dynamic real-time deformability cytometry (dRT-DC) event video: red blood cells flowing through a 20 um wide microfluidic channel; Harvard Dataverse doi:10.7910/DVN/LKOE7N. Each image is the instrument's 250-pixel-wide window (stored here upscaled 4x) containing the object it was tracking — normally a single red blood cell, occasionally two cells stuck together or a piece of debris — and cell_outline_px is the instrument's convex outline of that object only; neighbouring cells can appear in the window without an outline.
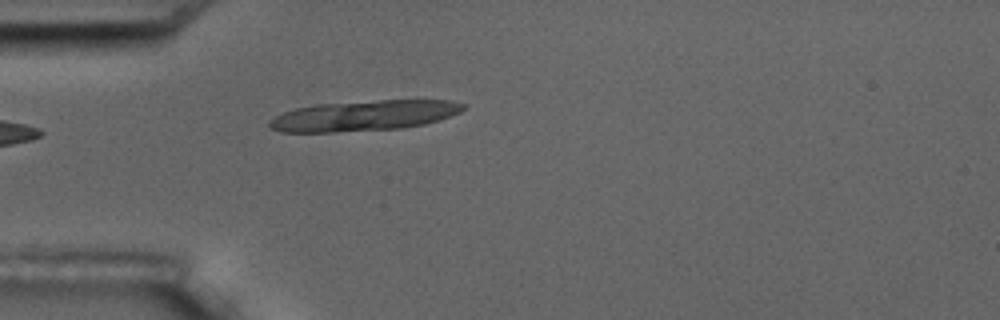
{"species": "common noctule bat (a hibernating species)", "species_latin": "Nyctalus noctula", "temperature_condition": "room temperature", "stored_images_in_passage": 4, "camera_frame_rate_fps": 3000, "um_per_image_px": 0.085, "animal": {"sex": "male", "body_mass_g": 17.5, "forearm_length_mm": 52.3}, "frame": {"image": 1, "passage_image": 4, "time_ms": 4.333, "image_size_px": [1000, 320], "cell_outline_px": [[464, 108], [460, 112], [424, 124], [404, 128], [332, 132], [280, 132], [268, 128], [268, 120], [284, 112], [296, 108], [316, 104], [380, 100], [452, 100], [464, 104]], "centroid_in_image_um": [30.88, 9.83], "position_along_channel_um": 54.1, "area_um2": 34.28}}